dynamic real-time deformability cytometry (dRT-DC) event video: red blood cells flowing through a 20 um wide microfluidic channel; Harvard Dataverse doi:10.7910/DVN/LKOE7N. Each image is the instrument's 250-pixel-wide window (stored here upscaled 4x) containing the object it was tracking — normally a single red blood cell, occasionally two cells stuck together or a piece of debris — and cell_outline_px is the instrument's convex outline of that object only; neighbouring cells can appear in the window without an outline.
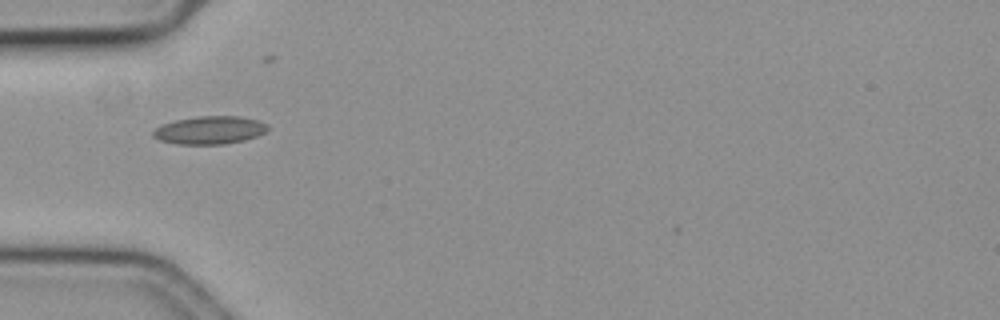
{"species": "common noctule bat (a hibernating species)", "species_latin": "Nyctalus noctula", "temperature_condition": "cold", "stored_images_in_passage": 34, "camera_frame_rate_fps": 3000, "um_per_image_px": 0.085, "animal": {"sex": "female", "body_mass_g": 19.3, "forearm_length_mm": 54.1}, "frame": {"image": 1, "passage_image": 1, "time_ms": 0.0, "image_size_px": [1000, 320], "cell_outline_px": [[268, 128], [264, 132], [256, 136], [244, 140], [224, 144], [176, 144], [160, 140], [152, 136], [152, 132], [156, 128], [164, 124], [176, 120], [196, 116], [240, 116], [260, 120], [268, 124]], "centroid_in_image_um": [17.84, 11.05], "position_along_channel_um": 67.2, "area_um2": 18.67}}
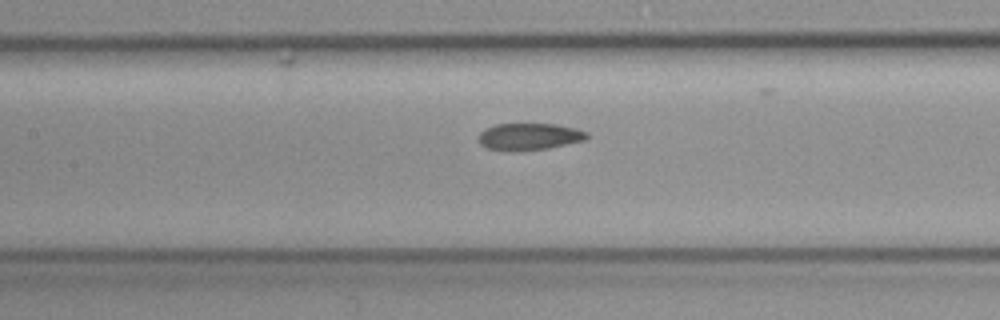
{"frame": {"image": 2, "passage_image": 9, "time_ms": 2.667, "image_size_px": [1000, 320], "cell_outline_px": [[588, 136], [584, 140], [548, 148], [488, 148], [480, 144], [480, 132], [484, 128], [496, 124], [556, 124], [576, 128], [588, 132]], "centroid_in_image_um": [45.04, 11.55], "position_along_channel_um": 162.4, "area_um2": 16.13}}
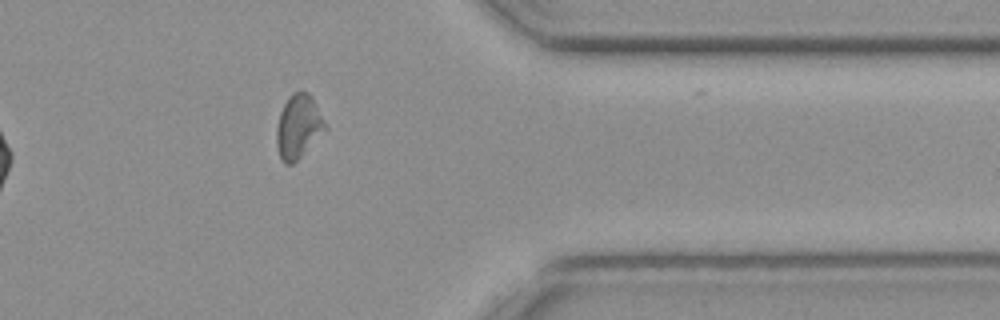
{"frame": {"image": 3, "passage_image": 29, "time_ms": 9.333, "image_size_px": [1000, 320], "cell_outline_px": [[328, 128], [292, 164], [284, 164], [280, 160], [276, 144], [276, 128], [280, 112], [288, 96], [292, 92], [308, 92], [312, 96]], "centroid_in_image_um": [25.34, 10.75], "position_along_channel_um": 386.1, "area_um2": 18.03}, "authors_computed_cell_mechanics": {"area_um2": 17.6868, "velocity_mm_per_s": 3.5811, "shape_relaxation_time_tau1_ms": null, "shape_relaxation_time_tau2_ms": 5.1116, "deformation_change_tau1": null, "deformation_change_tau2": 0.0986}}